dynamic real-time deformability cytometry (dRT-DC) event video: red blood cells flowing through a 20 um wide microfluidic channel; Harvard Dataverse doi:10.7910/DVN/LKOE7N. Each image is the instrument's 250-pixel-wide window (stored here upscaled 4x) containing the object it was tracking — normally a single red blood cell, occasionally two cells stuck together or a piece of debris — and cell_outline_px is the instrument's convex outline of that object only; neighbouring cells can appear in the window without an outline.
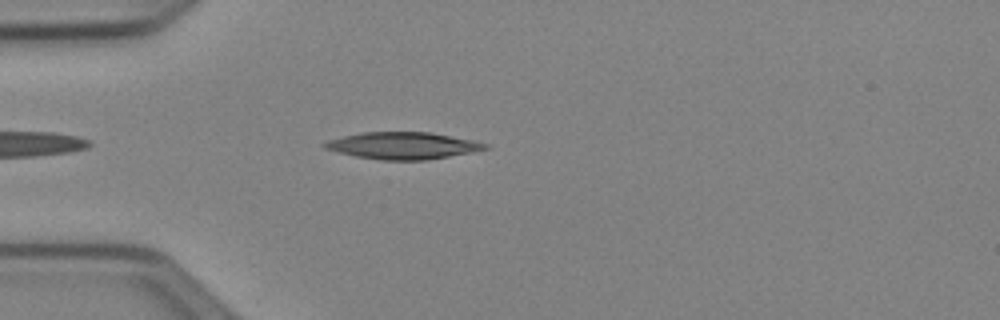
{"species": "Egyptian fruit bat (a non-hibernating species)", "species_latin": "Rousettus aegyptiacus", "temperature_condition": "cold", "stored_images_in_passage": 27, "camera_frame_rate_fps": 3000, "um_per_image_px": 0.085, "animal": {"sex": "female"}, "frame": {"image": 1, "passage_image": 4, "time_ms": 1.0, "image_size_px": [1000, 320], "cell_outline_px": [[488, 148], [472, 152], [428, 160], [380, 160], [356, 156], [324, 148], [320, 144], [328, 140], [360, 132], [432, 132], [476, 140], [488, 144]], "centroid_in_image_um": [34.27, 12.37], "position_along_channel_um": 50.7, "area_um2": 25.32}}
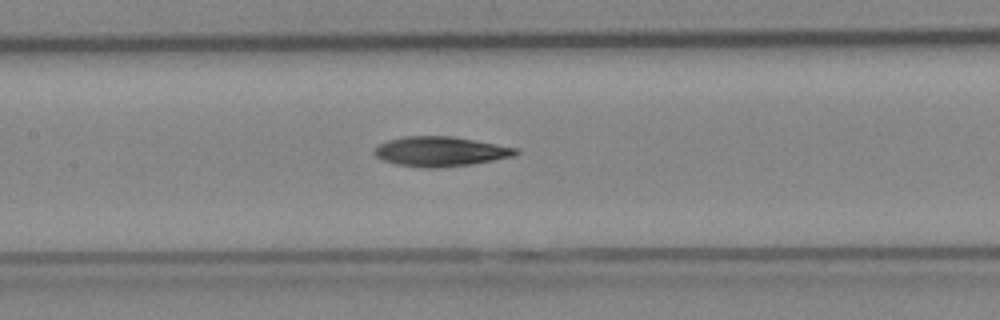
{"frame": {"image": 2, "passage_image": 14, "time_ms": 4.333, "image_size_px": [1000, 320], "cell_outline_px": [[520, 152], [516, 156], [472, 164], [436, 168], [424, 168], [396, 164], [384, 160], [376, 156], [372, 152], [372, 148], [388, 140], [404, 136], [452, 136], [520, 148]], "centroid_in_image_um": [37.46, 12.87], "position_along_channel_um": 169.9, "area_um2": 24.74}}
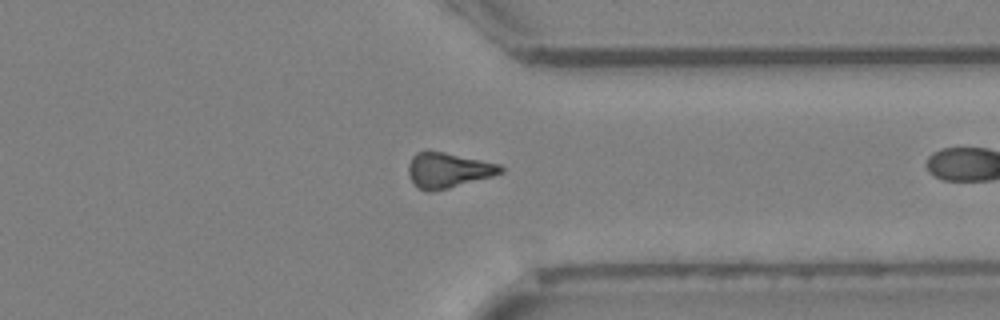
{"frame": {"image": 3, "passage_image": 26, "time_ms": 8.333, "image_size_px": [1000, 320], "cell_outline_px": [[504, 172], [492, 176], [448, 188], [432, 192], [428, 192], [416, 188], [408, 172], [408, 164], [412, 156], [416, 152], [428, 148], [500, 164], [504, 168]], "centroid_in_image_um": [38.05, 14.44], "position_along_channel_um": 373.4, "area_um2": 19.31}}